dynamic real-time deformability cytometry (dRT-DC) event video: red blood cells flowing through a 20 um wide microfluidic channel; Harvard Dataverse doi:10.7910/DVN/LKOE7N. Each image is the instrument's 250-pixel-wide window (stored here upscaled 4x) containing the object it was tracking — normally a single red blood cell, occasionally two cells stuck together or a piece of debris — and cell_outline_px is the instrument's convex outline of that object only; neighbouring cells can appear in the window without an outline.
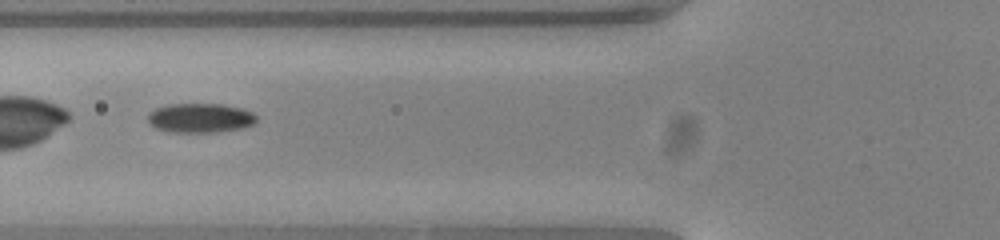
{"species": "common noctule bat (a hibernating species)", "species_latin": "Nyctalus noctula", "temperature_condition": "warm", "stored_images_in_passage": 54, "camera_frame_rate_fps": 3000, "um_per_image_px": 0.085, "animal": {"sex": "female", "body_mass_g": 23.0, "forearm_length_mm": 53.4}, "frame": {"image": 1, "passage_image": 21, "time_ms": 6.667, "image_size_px": [1000, 240], "cell_outline_px": [[256, 124], [244, 128], [216, 132], [172, 132], [156, 128], [148, 124], [148, 112], [156, 108], [168, 104], [224, 104], [240, 108], [252, 112], [256, 116]], "centroid_in_image_um": [17.02, 10.03], "position_along_channel_um": 108.8, "area_um2": 18.79}}
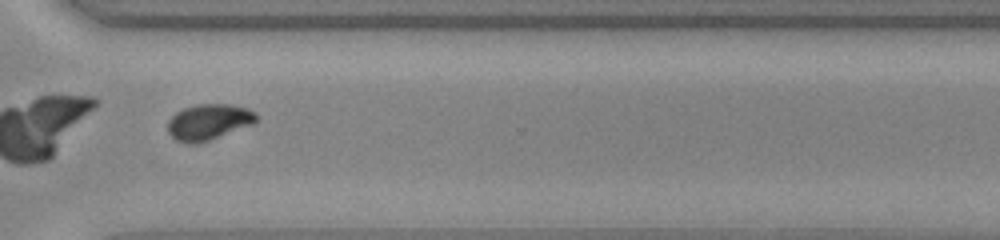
{"frame": {"image": 2, "passage_image": 40, "time_ms": 13.0, "image_size_px": [1000, 240], "cell_outline_px": [[256, 120], [252, 124], [208, 140], [196, 144], [188, 144], [176, 140], [168, 132], [168, 120], [176, 112], [184, 108], [196, 104], [232, 104], [248, 108], [256, 112]], "centroid_in_image_um": [17.71, 10.35], "position_along_channel_um": 352.9, "area_um2": 18.38}}
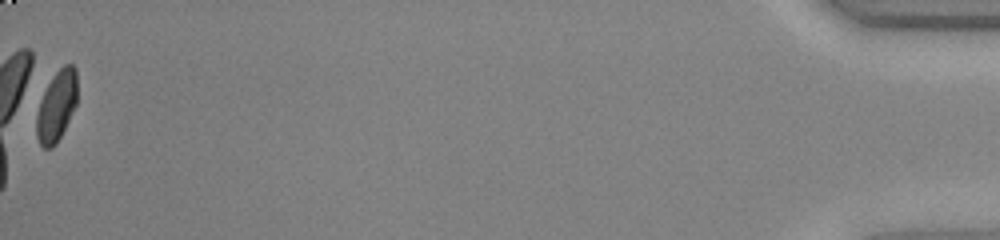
{"frame": {"image": 3, "passage_image": 54, "time_ms": 17.667, "image_size_px": [1000, 240], "cell_outline_px": [[76, 104], [56, 144], [52, 148], [44, 148], [40, 144], [36, 136], [36, 116], [40, 100], [48, 84], [56, 72], [64, 64], [72, 64], [76, 68]], "centroid_in_image_um": [4.79, 9.02], "position_along_channel_um": 430.4, "area_um2": 16.47}, "authors_computed_cell_mechanics": {"area_um2": 18.4093, "velocity_mm_per_s": 3.8596, "shape_relaxation_time_tau1_ms": 4.2199, "shape_relaxation_time_tau2_ms": 0.9071, "deformation_change_tau1": 0.142, "deformation_change_tau2": 0.0308}}